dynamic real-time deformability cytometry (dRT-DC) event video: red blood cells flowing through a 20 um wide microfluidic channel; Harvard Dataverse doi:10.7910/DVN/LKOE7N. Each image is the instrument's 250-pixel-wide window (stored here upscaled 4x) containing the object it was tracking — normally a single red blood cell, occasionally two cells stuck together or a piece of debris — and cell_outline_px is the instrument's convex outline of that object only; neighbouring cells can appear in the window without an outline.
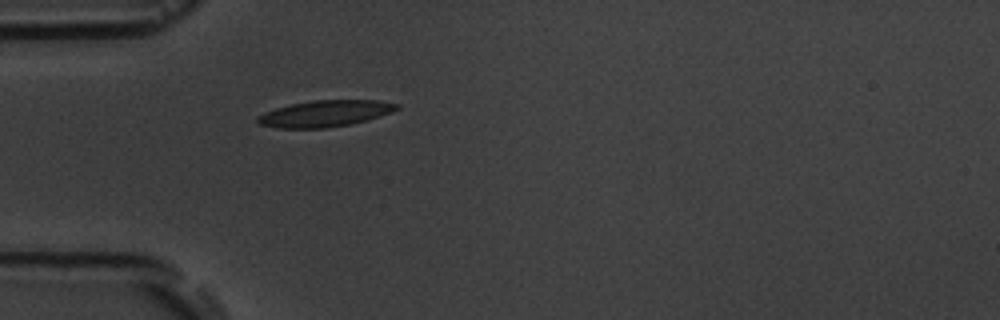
{"species": "common noctule bat (a hibernating species)", "species_latin": "Nyctalus noctula", "temperature_condition": "room temperature", "stored_images_in_passage": 1, "camera_frame_rate_fps": 3000, "um_per_image_px": 0.085, "animal": {"sex": "male", "body_mass_g": 19.5, "forearm_length_mm": 54.6}, "frame": {"image": 1, "passage_image": 1, "time_ms": 0.0, "image_size_px": [1000, 320], "cell_outline_px": [[400, 108], [392, 112], [352, 124], [324, 128], [276, 128], [260, 124], [256, 120], [256, 116], [264, 112], [276, 108], [292, 104], [316, 100], [376, 100], [400, 104]], "centroid_in_image_um": [27.62, 9.65], "position_along_channel_um": 57.4, "area_um2": 21.33}}